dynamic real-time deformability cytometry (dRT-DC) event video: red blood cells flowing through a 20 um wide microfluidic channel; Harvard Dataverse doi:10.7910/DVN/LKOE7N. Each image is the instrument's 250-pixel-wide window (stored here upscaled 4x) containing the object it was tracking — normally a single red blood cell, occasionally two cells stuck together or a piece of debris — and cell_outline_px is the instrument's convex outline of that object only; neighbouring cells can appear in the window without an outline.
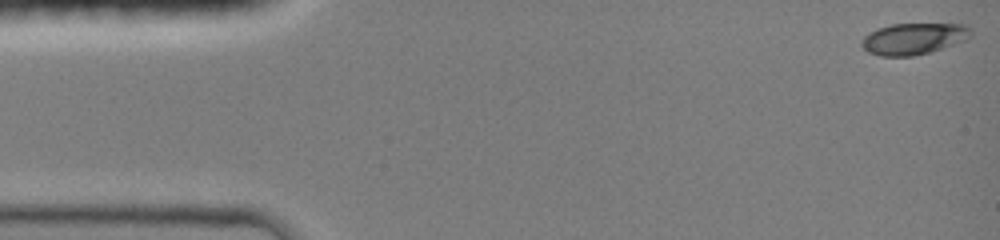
{"species": "common noctule bat (a hibernating species)", "species_latin": "Nyctalus noctula", "temperature_condition": "room temperature", "stored_images_in_passage": 14, "camera_frame_rate_fps": 3000, "um_per_image_px": 0.085, "animal": {"sex": "female", "body_mass_g": 19.0, "forearm_length_mm": 51.5}, "frame": {"image": 1, "passage_image": 1, "time_ms": 0.0, "image_size_px": [1000, 240], "cell_outline_px": [[972, 36], [964, 40], [928, 52], [912, 56], [880, 56], [868, 52], [860, 44], [860, 40], [868, 32], [876, 28], [892, 24], [968, 24], [972, 28]], "centroid_in_image_um": [77.63, 3.27], "position_along_channel_um": 7.4, "area_um2": 20.06}}
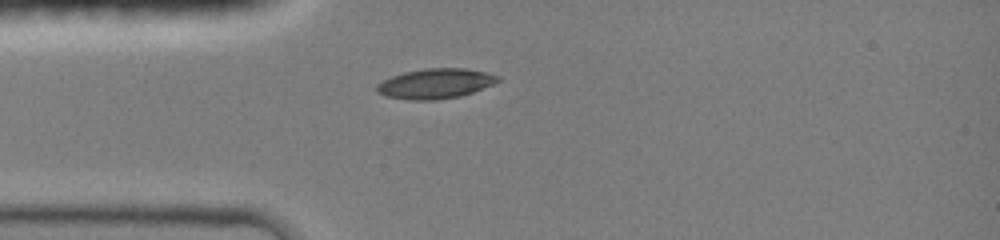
{"frame": {"image": 2, "passage_image": 13, "time_ms": 3.667, "image_size_px": [1000, 240], "cell_outline_px": [[500, 80], [492, 84], [472, 92], [460, 96], [436, 100], [408, 100], [384, 96], [376, 92], [376, 84], [392, 76], [404, 72], [424, 68], [464, 68], [484, 72], [500, 76]], "centroid_in_image_um": [36.96, 7.11], "position_along_channel_um": 48.0, "area_um2": 21.15}}